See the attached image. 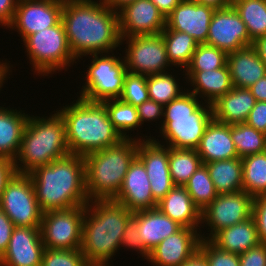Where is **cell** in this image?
Listing matches in <instances>:
<instances>
[{
  "label": "cell",
  "instance_id": "obj_50",
  "mask_svg": "<svg viewBox=\"0 0 266 266\" xmlns=\"http://www.w3.org/2000/svg\"><path fill=\"white\" fill-rule=\"evenodd\" d=\"M16 173L14 161L8 158H0V197L7 182Z\"/></svg>",
  "mask_w": 266,
  "mask_h": 266
},
{
  "label": "cell",
  "instance_id": "obj_47",
  "mask_svg": "<svg viewBox=\"0 0 266 266\" xmlns=\"http://www.w3.org/2000/svg\"><path fill=\"white\" fill-rule=\"evenodd\" d=\"M246 123L266 134V101H256Z\"/></svg>",
  "mask_w": 266,
  "mask_h": 266
},
{
  "label": "cell",
  "instance_id": "obj_2",
  "mask_svg": "<svg viewBox=\"0 0 266 266\" xmlns=\"http://www.w3.org/2000/svg\"><path fill=\"white\" fill-rule=\"evenodd\" d=\"M41 211L65 210L89 203L83 156L69 154L29 173Z\"/></svg>",
  "mask_w": 266,
  "mask_h": 266
},
{
  "label": "cell",
  "instance_id": "obj_32",
  "mask_svg": "<svg viewBox=\"0 0 266 266\" xmlns=\"http://www.w3.org/2000/svg\"><path fill=\"white\" fill-rule=\"evenodd\" d=\"M242 177L247 194L266 195V151L242 158Z\"/></svg>",
  "mask_w": 266,
  "mask_h": 266
},
{
  "label": "cell",
  "instance_id": "obj_40",
  "mask_svg": "<svg viewBox=\"0 0 266 266\" xmlns=\"http://www.w3.org/2000/svg\"><path fill=\"white\" fill-rule=\"evenodd\" d=\"M119 99L135 107L149 100L147 76L127 72Z\"/></svg>",
  "mask_w": 266,
  "mask_h": 266
},
{
  "label": "cell",
  "instance_id": "obj_57",
  "mask_svg": "<svg viewBox=\"0 0 266 266\" xmlns=\"http://www.w3.org/2000/svg\"><path fill=\"white\" fill-rule=\"evenodd\" d=\"M10 64L7 62H4L2 60V62L0 61V90L3 87V83H5L4 80H6L10 75V73L12 72V70H10ZM11 71V72H10Z\"/></svg>",
  "mask_w": 266,
  "mask_h": 266
},
{
  "label": "cell",
  "instance_id": "obj_19",
  "mask_svg": "<svg viewBox=\"0 0 266 266\" xmlns=\"http://www.w3.org/2000/svg\"><path fill=\"white\" fill-rule=\"evenodd\" d=\"M215 10L211 6L201 5L192 0H182L166 17L165 29L188 33L197 43H206Z\"/></svg>",
  "mask_w": 266,
  "mask_h": 266
},
{
  "label": "cell",
  "instance_id": "obj_33",
  "mask_svg": "<svg viewBox=\"0 0 266 266\" xmlns=\"http://www.w3.org/2000/svg\"><path fill=\"white\" fill-rule=\"evenodd\" d=\"M201 164L196 149L169 147V171L175 186H184Z\"/></svg>",
  "mask_w": 266,
  "mask_h": 266
},
{
  "label": "cell",
  "instance_id": "obj_9",
  "mask_svg": "<svg viewBox=\"0 0 266 266\" xmlns=\"http://www.w3.org/2000/svg\"><path fill=\"white\" fill-rule=\"evenodd\" d=\"M89 55L92 60L84 76L86 82L79 97L91 102L118 99L122 94L124 79L128 72L124 58L116 57L114 52L112 55L110 53Z\"/></svg>",
  "mask_w": 266,
  "mask_h": 266
},
{
  "label": "cell",
  "instance_id": "obj_54",
  "mask_svg": "<svg viewBox=\"0 0 266 266\" xmlns=\"http://www.w3.org/2000/svg\"><path fill=\"white\" fill-rule=\"evenodd\" d=\"M201 5L211 6L215 9H222L232 6L233 0H192Z\"/></svg>",
  "mask_w": 266,
  "mask_h": 266
},
{
  "label": "cell",
  "instance_id": "obj_35",
  "mask_svg": "<svg viewBox=\"0 0 266 266\" xmlns=\"http://www.w3.org/2000/svg\"><path fill=\"white\" fill-rule=\"evenodd\" d=\"M231 138L241 159L266 151V134L246 122L231 125Z\"/></svg>",
  "mask_w": 266,
  "mask_h": 266
},
{
  "label": "cell",
  "instance_id": "obj_46",
  "mask_svg": "<svg viewBox=\"0 0 266 266\" xmlns=\"http://www.w3.org/2000/svg\"><path fill=\"white\" fill-rule=\"evenodd\" d=\"M240 266H266V244L261 243L239 255Z\"/></svg>",
  "mask_w": 266,
  "mask_h": 266
},
{
  "label": "cell",
  "instance_id": "obj_13",
  "mask_svg": "<svg viewBox=\"0 0 266 266\" xmlns=\"http://www.w3.org/2000/svg\"><path fill=\"white\" fill-rule=\"evenodd\" d=\"M254 198L244 190L218 194L216 198L201 211L202 224L209 226V236L201 234V239H211L223 228L241 223L252 217Z\"/></svg>",
  "mask_w": 266,
  "mask_h": 266
},
{
  "label": "cell",
  "instance_id": "obj_17",
  "mask_svg": "<svg viewBox=\"0 0 266 266\" xmlns=\"http://www.w3.org/2000/svg\"><path fill=\"white\" fill-rule=\"evenodd\" d=\"M121 38L157 35L166 27V18L151 0H136L118 11Z\"/></svg>",
  "mask_w": 266,
  "mask_h": 266
},
{
  "label": "cell",
  "instance_id": "obj_36",
  "mask_svg": "<svg viewBox=\"0 0 266 266\" xmlns=\"http://www.w3.org/2000/svg\"><path fill=\"white\" fill-rule=\"evenodd\" d=\"M107 110L110 121L114 128L123 138H129V131H134L141 127L139 122L137 108L131 104L118 99H108L102 101ZM128 131V132H126Z\"/></svg>",
  "mask_w": 266,
  "mask_h": 266
},
{
  "label": "cell",
  "instance_id": "obj_41",
  "mask_svg": "<svg viewBox=\"0 0 266 266\" xmlns=\"http://www.w3.org/2000/svg\"><path fill=\"white\" fill-rule=\"evenodd\" d=\"M87 264L81 249H48L42 255L41 266H85Z\"/></svg>",
  "mask_w": 266,
  "mask_h": 266
},
{
  "label": "cell",
  "instance_id": "obj_29",
  "mask_svg": "<svg viewBox=\"0 0 266 266\" xmlns=\"http://www.w3.org/2000/svg\"><path fill=\"white\" fill-rule=\"evenodd\" d=\"M23 112L0 106V158H16L29 117Z\"/></svg>",
  "mask_w": 266,
  "mask_h": 266
},
{
  "label": "cell",
  "instance_id": "obj_21",
  "mask_svg": "<svg viewBox=\"0 0 266 266\" xmlns=\"http://www.w3.org/2000/svg\"><path fill=\"white\" fill-rule=\"evenodd\" d=\"M132 212L156 208L144 164L136 156L130 163L119 193L113 199Z\"/></svg>",
  "mask_w": 266,
  "mask_h": 266
},
{
  "label": "cell",
  "instance_id": "obj_20",
  "mask_svg": "<svg viewBox=\"0 0 266 266\" xmlns=\"http://www.w3.org/2000/svg\"><path fill=\"white\" fill-rule=\"evenodd\" d=\"M44 249L40 228L15 226L0 266H41Z\"/></svg>",
  "mask_w": 266,
  "mask_h": 266
},
{
  "label": "cell",
  "instance_id": "obj_14",
  "mask_svg": "<svg viewBox=\"0 0 266 266\" xmlns=\"http://www.w3.org/2000/svg\"><path fill=\"white\" fill-rule=\"evenodd\" d=\"M63 6L64 0H18L8 28L17 30L23 41L28 35L57 25Z\"/></svg>",
  "mask_w": 266,
  "mask_h": 266
},
{
  "label": "cell",
  "instance_id": "obj_10",
  "mask_svg": "<svg viewBox=\"0 0 266 266\" xmlns=\"http://www.w3.org/2000/svg\"><path fill=\"white\" fill-rule=\"evenodd\" d=\"M0 209L14 226L40 228L42 214L29 174L15 173L0 197Z\"/></svg>",
  "mask_w": 266,
  "mask_h": 266
},
{
  "label": "cell",
  "instance_id": "obj_49",
  "mask_svg": "<svg viewBox=\"0 0 266 266\" xmlns=\"http://www.w3.org/2000/svg\"><path fill=\"white\" fill-rule=\"evenodd\" d=\"M18 0H0V25L8 29L11 24Z\"/></svg>",
  "mask_w": 266,
  "mask_h": 266
},
{
  "label": "cell",
  "instance_id": "obj_5",
  "mask_svg": "<svg viewBox=\"0 0 266 266\" xmlns=\"http://www.w3.org/2000/svg\"><path fill=\"white\" fill-rule=\"evenodd\" d=\"M54 112L56 113L49 117L29 114L20 148L14 159L16 173L29 174L37 167L70 154L64 118L58 111Z\"/></svg>",
  "mask_w": 266,
  "mask_h": 266
},
{
  "label": "cell",
  "instance_id": "obj_1",
  "mask_svg": "<svg viewBox=\"0 0 266 266\" xmlns=\"http://www.w3.org/2000/svg\"><path fill=\"white\" fill-rule=\"evenodd\" d=\"M61 21L74 57L112 53L123 44L118 12L102 0H64Z\"/></svg>",
  "mask_w": 266,
  "mask_h": 266
},
{
  "label": "cell",
  "instance_id": "obj_28",
  "mask_svg": "<svg viewBox=\"0 0 266 266\" xmlns=\"http://www.w3.org/2000/svg\"><path fill=\"white\" fill-rule=\"evenodd\" d=\"M210 240L220 249L238 255L262 243L253 217L221 229Z\"/></svg>",
  "mask_w": 266,
  "mask_h": 266
},
{
  "label": "cell",
  "instance_id": "obj_12",
  "mask_svg": "<svg viewBox=\"0 0 266 266\" xmlns=\"http://www.w3.org/2000/svg\"><path fill=\"white\" fill-rule=\"evenodd\" d=\"M126 41V70L133 74L151 75L168 72L171 67L167 59L166 46L161 34L135 35L121 39ZM128 48V49H127Z\"/></svg>",
  "mask_w": 266,
  "mask_h": 266
},
{
  "label": "cell",
  "instance_id": "obj_39",
  "mask_svg": "<svg viewBox=\"0 0 266 266\" xmlns=\"http://www.w3.org/2000/svg\"><path fill=\"white\" fill-rule=\"evenodd\" d=\"M227 53L205 43L198 44L185 71H209L227 64Z\"/></svg>",
  "mask_w": 266,
  "mask_h": 266
},
{
  "label": "cell",
  "instance_id": "obj_31",
  "mask_svg": "<svg viewBox=\"0 0 266 266\" xmlns=\"http://www.w3.org/2000/svg\"><path fill=\"white\" fill-rule=\"evenodd\" d=\"M161 35L166 46L167 59L171 66H182L181 69L185 70L199 43L188 33L172 29H164Z\"/></svg>",
  "mask_w": 266,
  "mask_h": 266
},
{
  "label": "cell",
  "instance_id": "obj_52",
  "mask_svg": "<svg viewBox=\"0 0 266 266\" xmlns=\"http://www.w3.org/2000/svg\"><path fill=\"white\" fill-rule=\"evenodd\" d=\"M166 18L182 0H151Z\"/></svg>",
  "mask_w": 266,
  "mask_h": 266
},
{
  "label": "cell",
  "instance_id": "obj_16",
  "mask_svg": "<svg viewBox=\"0 0 266 266\" xmlns=\"http://www.w3.org/2000/svg\"><path fill=\"white\" fill-rule=\"evenodd\" d=\"M205 44L227 54L252 44L247 27L233 6L214 11Z\"/></svg>",
  "mask_w": 266,
  "mask_h": 266
},
{
  "label": "cell",
  "instance_id": "obj_53",
  "mask_svg": "<svg viewBox=\"0 0 266 266\" xmlns=\"http://www.w3.org/2000/svg\"><path fill=\"white\" fill-rule=\"evenodd\" d=\"M251 46L254 48L261 61L266 65V35L254 39Z\"/></svg>",
  "mask_w": 266,
  "mask_h": 266
},
{
  "label": "cell",
  "instance_id": "obj_25",
  "mask_svg": "<svg viewBox=\"0 0 266 266\" xmlns=\"http://www.w3.org/2000/svg\"><path fill=\"white\" fill-rule=\"evenodd\" d=\"M184 77L193 87L189 92L203 98L205 103L213 104L219 97L233 88L230 70L226 64L224 67L209 71H184Z\"/></svg>",
  "mask_w": 266,
  "mask_h": 266
},
{
  "label": "cell",
  "instance_id": "obj_3",
  "mask_svg": "<svg viewBox=\"0 0 266 266\" xmlns=\"http://www.w3.org/2000/svg\"><path fill=\"white\" fill-rule=\"evenodd\" d=\"M132 216V211L113 199L85 205L80 249L87 263L108 264L112 260Z\"/></svg>",
  "mask_w": 266,
  "mask_h": 266
},
{
  "label": "cell",
  "instance_id": "obj_27",
  "mask_svg": "<svg viewBox=\"0 0 266 266\" xmlns=\"http://www.w3.org/2000/svg\"><path fill=\"white\" fill-rule=\"evenodd\" d=\"M157 207L182 227L200 230L198 227L201 226V210L194 204L184 186H174L158 202Z\"/></svg>",
  "mask_w": 266,
  "mask_h": 266
},
{
  "label": "cell",
  "instance_id": "obj_26",
  "mask_svg": "<svg viewBox=\"0 0 266 266\" xmlns=\"http://www.w3.org/2000/svg\"><path fill=\"white\" fill-rule=\"evenodd\" d=\"M227 65L233 87L249 88L266 75V65L251 45L228 53Z\"/></svg>",
  "mask_w": 266,
  "mask_h": 266
},
{
  "label": "cell",
  "instance_id": "obj_55",
  "mask_svg": "<svg viewBox=\"0 0 266 266\" xmlns=\"http://www.w3.org/2000/svg\"><path fill=\"white\" fill-rule=\"evenodd\" d=\"M180 266H208L205 258L197 252L192 258L181 264Z\"/></svg>",
  "mask_w": 266,
  "mask_h": 266
},
{
  "label": "cell",
  "instance_id": "obj_51",
  "mask_svg": "<svg viewBox=\"0 0 266 266\" xmlns=\"http://www.w3.org/2000/svg\"><path fill=\"white\" fill-rule=\"evenodd\" d=\"M256 101H266V75L249 87Z\"/></svg>",
  "mask_w": 266,
  "mask_h": 266
},
{
  "label": "cell",
  "instance_id": "obj_24",
  "mask_svg": "<svg viewBox=\"0 0 266 266\" xmlns=\"http://www.w3.org/2000/svg\"><path fill=\"white\" fill-rule=\"evenodd\" d=\"M255 103L249 88L233 87L211 104L213 119L228 125L245 123Z\"/></svg>",
  "mask_w": 266,
  "mask_h": 266
},
{
  "label": "cell",
  "instance_id": "obj_38",
  "mask_svg": "<svg viewBox=\"0 0 266 266\" xmlns=\"http://www.w3.org/2000/svg\"><path fill=\"white\" fill-rule=\"evenodd\" d=\"M174 76L170 72L147 75L149 99L165 106L178 98L184 91Z\"/></svg>",
  "mask_w": 266,
  "mask_h": 266
},
{
  "label": "cell",
  "instance_id": "obj_8",
  "mask_svg": "<svg viewBox=\"0 0 266 266\" xmlns=\"http://www.w3.org/2000/svg\"><path fill=\"white\" fill-rule=\"evenodd\" d=\"M23 43L35 74L49 76L57 70L67 71L71 64L77 63L62 21L53 27L28 35Z\"/></svg>",
  "mask_w": 266,
  "mask_h": 266
},
{
  "label": "cell",
  "instance_id": "obj_30",
  "mask_svg": "<svg viewBox=\"0 0 266 266\" xmlns=\"http://www.w3.org/2000/svg\"><path fill=\"white\" fill-rule=\"evenodd\" d=\"M218 194L243 190L242 159L233 158L204 163Z\"/></svg>",
  "mask_w": 266,
  "mask_h": 266
},
{
  "label": "cell",
  "instance_id": "obj_34",
  "mask_svg": "<svg viewBox=\"0 0 266 266\" xmlns=\"http://www.w3.org/2000/svg\"><path fill=\"white\" fill-rule=\"evenodd\" d=\"M232 6L245 23L252 41L266 35V0H233Z\"/></svg>",
  "mask_w": 266,
  "mask_h": 266
},
{
  "label": "cell",
  "instance_id": "obj_37",
  "mask_svg": "<svg viewBox=\"0 0 266 266\" xmlns=\"http://www.w3.org/2000/svg\"><path fill=\"white\" fill-rule=\"evenodd\" d=\"M184 187L201 211L218 195L205 164L200 165Z\"/></svg>",
  "mask_w": 266,
  "mask_h": 266
},
{
  "label": "cell",
  "instance_id": "obj_7",
  "mask_svg": "<svg viewBox=\"0 0 266 266\" xmlns=\"http://www.w3.org/2000/svg\"><path fill=\"white\" fill-rule=\"evenodd\" d=\"M212 119L211 104L199 101V97L188 90L183 92L164 106L163 122L159 124L160 134L166 142H163L164 145L171 148L196 149Z\"/></svg>",
  "mask_w": 266,
  "mask_h": 266
},
{
  "label": "cell",
  "instance_id": "obj_11",
  "mask_svg": "<svg viewBox=\"0 0 266 266\" xmlns=\"http://www.w3.org/2000/svg\"><path fill=\"white\" fill-rule=\"evenodd\" d=\"M85 205L42 214L41 239L48 249H80Z\"/></svg>",
  "mask_w": 266,
  "mask_h": 266
},
{
  "label": "cell",
  "instance_id": "obj_56",
  "mask_svg": "<svg viewBox=\"0 0 266 266\" xmlns=\"http://www.w3.org/2000/svg\"><path fill=\"white\" fill-rule=\"evenodd\" d=\"M107 7L110 9L118 12L121 8H123L125 5L132 3L136 0H102Z\"/></svg>",
  "mask_w": 266,
  "mask_h": 266
},
{
  "label": "cell",
  "instance_id": "obj_45",
  "mask_svg": "<svg viewBox=\"0 0 266 266\" xmlns=\"http://www.w3.org/2000/svg\"><path fill=\"white\" fill-rule=\"evenodd\" d=\"M136 108L141 126L147 121L151 122L154 120L155 122L157 119L159 121L164 117V106L150 99L144 101Z\"/></svg>",
  "mask_w": 266,
  "mask_h": 266
},
{
  "label": "cell",
  "instance_id": "obj_58",
  "mask_svg": "<svg viewBox=\"0 0 266 266\" xmlns=\"http://www.w3.org/2000/svg\"><path fill=\"white\" fill-rule=\"evenodd\" d=\"M85 266H109V264L87 263Z\"/></svg>",
  "mask_w": 266,
  "mask_h": 266
},
{
  "label": "cell",
  "instance_id": "obj_22",
  "mask_svg": "<svg viewBox=\"0 0 266 266\" xmlns=\"http://www.w3.org/2000/svg\"><path fill=\"white\" fill-rule=\"evenodd\" d=\"M196 151L203 164L238 158L235 144L231 138V125L212 119L205 129Z\"/></svg>",
  "mask_w": 266,
  "mask_h": 266
},
{
  "label": "cell",
  "instance_id": "obj_6",
  "mask_svg": "<svg viewBox=\"0 0 266 266\" xmlns=\"http://www.w3.org/2000/svg\"><path fill=\"white\" fill-rule=\"evenodd\" d=\"M136 138L130 135L113 146L84 156L89 201L109 200L117 196L129 165L137 156L141 136Z\"/></svg>",
  "mask_w": 266,
  "mask_h": 266
},
{
  "label": "cell",
  "instance_id": "obj_43",
  "mask_svg": "<svg viewBox=\"0 0 266 266\" xmlns=\"http://www.w3.org/2000/svg\"><path fill=\"white\" fill-rule=\"evenodd\" d=\"M139 236L138 225L131 218L125 226L120 248L124 246L127 249L130 248L134 251H139L138 254L140 253L142 258L145 257L144 259H147L150 252L144 247L142 239Z\"/></svg>",
  "mask_w": 266,
  "mask_h": 266
},
{
  "label": "cell",
  "instance_id": "obj_48",
  "mask_svg": "<svg viewBox=\"0 0 266 266\" xmlns=\"http://www.w3.org/2000/svg\"><path fill=\"white\" fill-rule=\"evenodd\" d=\"M14 227L13 222L0 209V258L7 250Z\"/></svg>",
  "mask_w": 266,
  "mask_h": 266
},
{
  "label": "cell",
  "instance_id": "obj_44",
  "mask_svg": "<svg viewBox=\"0 0 266 266\" xmlns=\"http://www.w3.org/2000/svg\"><path fill=\"white\" fill-rule=\"evenodd\" d=\"M252 217L255 220L261 242L266 244V195L254 198Z\"/></svg>",
  "mask_w": 266,
  "mask_h": 266
},
{
  "label": "cell",
  "instance_id": "obj_15",
  "mask_svg": "<svg viewBox=\"0 0 266 266\" xmlns=\"http://www.w3.org/2000/svg\"><path fill=\"white\" fill-rule=\"evenodd\" d=\"M149 137L138 139L137 157L144 164L152 196L158 203L175 185L169 171V147L161 144L158 138Z\"/></svg>",
  "mask_w": 266,
  "mask_h": 266
},
{
  "label": "cell",
  "instance_id": "obj_18",
  "mask_svg": "<svg viewBox=\"0 0 266 266\" xmlns=\"http://www.w3.org/2000/svg\"><path fill=\"white\" fill-rule=\"evenodd\" d=\"M201 233L182 227L153 248L146 260L153 266H180L198 252Z\"/></svg>",
  "mask_w": 266,
  "mask_h": 266
},
{
  "label": "cell",
  "instance_id": "obj_42",
  "mask_svg": "<svg viewBox=\"0 0 266 266\" xmlns=\"http://www.w3.org/2000/svg\"><path fill=\"white\" fill-rule=\"evenodd\" d=\"M198 252L208 266H240L238 254L220 249L210 239H201Z\"/></svg>",
  "mask_w": 266,
  "mask_h": 266
},
{
  "label": "cell",
  "instance_id": "obj_23",
  "mask_svg": "<svg viewBox=\"0 0 266 266\" xmlns=\"http://www.w3.org/2000/svg\"><path fill=\"white\" fill-rule=\"evenodd\" d=\"M144 247L150 252L161 241L178 232L182 226L165 215L158 207L133 212Z\"/></svg>",
  "mask_w": 266,
  "mask_h": 266
},
{
  "label": "cell",
  "instance_id": "obj_4",
  "mask_svg": "<svg viewBox=\"0 0 266 266\" xmlns=\"http://www.w3.org/2000/svg\"><path fill=\"white\" fill-rule=\"evenodd\" d=\"M57 110L64 118L70 154L85 156L113 146L124 139L110 121L102 102L78 97Z\"/></svg>",
  "mask_w": 266,
  "mask_h": 266
}]
</instances>
